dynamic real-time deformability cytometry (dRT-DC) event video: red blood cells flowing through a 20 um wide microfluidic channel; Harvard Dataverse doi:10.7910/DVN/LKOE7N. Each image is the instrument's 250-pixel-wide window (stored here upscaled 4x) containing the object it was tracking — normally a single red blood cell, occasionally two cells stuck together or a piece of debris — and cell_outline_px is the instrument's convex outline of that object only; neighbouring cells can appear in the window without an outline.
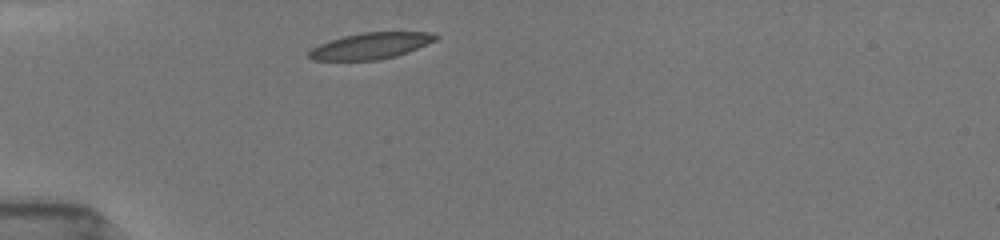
{"species": "common noctule bat (a hibernating species)", "species_latin": "Nyctalus noctula", "temperature_condition": "room temperature", "stored_images_in_passage": 28, "camera_frame_rate_fps": 3000, "um_per_image_px": 0.085, "animal": {"sex": "female", "body_mass_g": 19.5, "forearm_length_mm": 54.1}, "frame": {"image": 1, "passage_image": 1, "time_ms": 0.0, "image_size_px": [1000, 240], "cell_outline_px": [[440, 36], [436, 40], [408, 52], [396, 56], [380, 60], [312, 60], [308, 56], [308, 52], [312, 48], [328, 40], [344, 36], [364, 32], [428, 32]], "centroid_in_image_um": [31.5, 3.9], "position_along_channel_um": 53.5, "area_um2": 19.36}}
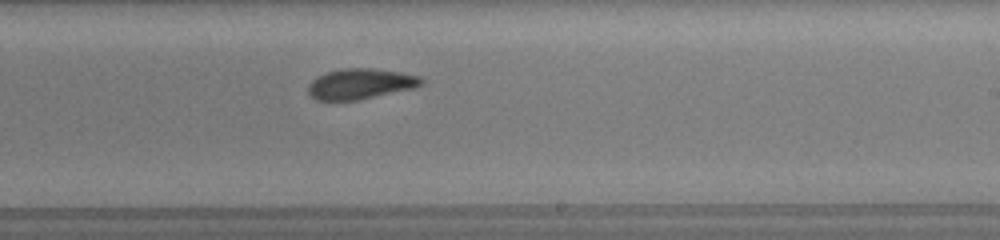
{"frame": {"image": 2, "passage_image": 14, "time_ms": 5.667, "image_size_px": [1000, 240], "cell_outline_px": [[424, 84], [416, 88], [356, 100], [316, 100], [308, 92], [308, 84], [316, 76], [340, 68], [372, 68], [400, 72], [420, 76], [424, 80]], "centroid_in_image_um": [30.66, 7.12], "position_along_channel_um": 258.3, "area_um2": 20.23}}
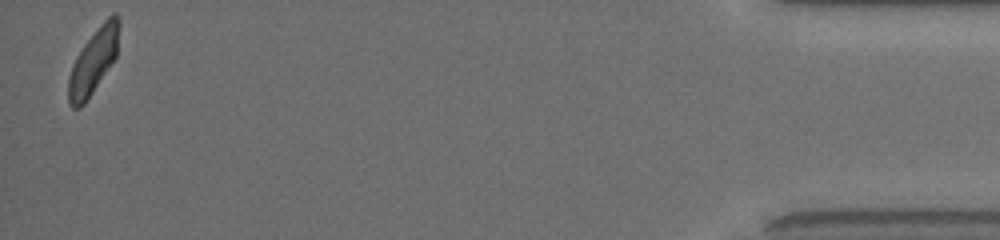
{"frame": {"image": 3, "passage_image": 28, "time_ms": 12.0, "image_size_px": [1000, 240], "cell_outline_px": [[120, 24], [116, 56], [84, 104], [80, 108], [72, 108], [68, 104], [68, 76], [72, 64], [76, 56], [84, 44], [100, 24], [112, 12], [116, 12]], "centroid_in_image_um": [7.92, 5.2], "position_along_channel_um": 427.3, "area_um2": 19.02}, "authors_computed_cell_mechanics": {"area_um2": 20.1433, "velocity_mm_per_s": 3.9083, "shape_relaxation_time_tau1_ms": 4.9673, "shape_relaxation_time_tau2_ms": 2.4213, "deformation_change_tau1": 0.1632, "deformation_change_tau2": 0.0783}}